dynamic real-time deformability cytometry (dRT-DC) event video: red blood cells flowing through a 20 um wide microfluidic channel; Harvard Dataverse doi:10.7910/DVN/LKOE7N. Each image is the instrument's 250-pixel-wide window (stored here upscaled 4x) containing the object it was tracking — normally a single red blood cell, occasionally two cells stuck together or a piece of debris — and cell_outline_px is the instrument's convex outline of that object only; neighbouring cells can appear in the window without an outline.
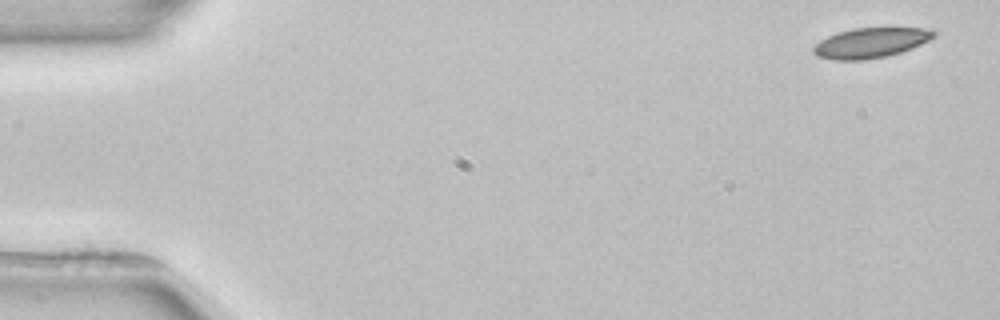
{"species": "common noctule bat (a hibernating species)", "species_latin": "Nyctalus noctula", "temperature_condition": "room temperature", "stored_images_in_passage": 4, "camera_frame_rate_fps": 3000, "um_per_image_px": 0.085, "animal": {"sex": "female", "body_mass_g": 22.7, "forearm_length_mm": 54.2}, "frame": {"image": 1, "passage_image": 1, "time_ms": 0.0, "image_size_px": [1000, 320], "cell_outline_px": [[936, 36], [912, 48], [900, 52], [884, 56], [864, 60], [836, 60], [816, 56], [812, 52], [812, 48], [820, 40], [836, 32], [852, 28], [932, 28], [936, 32]], "centroid_in_image_um": [73.99, 3.63], "position_along_channel_um": 11.0, "area_um2": 21.1}}
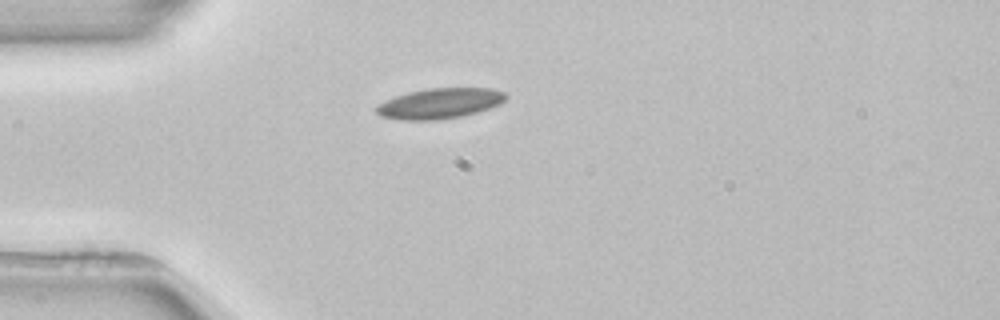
{"frame": {"image": 2, "passage_image": 4, "time_ms": 4.0, "image_size_px": [1000, 320], "cell_outline_px": [[508, 96], [500, 104], [464, 116], [436, 120], [396, 120], [380, 116], [372, 108], [384, 100], [408, 92], [428, 88], [492, 88], [504, 92]], "centroid_in_image_um": [37.33, 8.79], "position_along_channel_um": 47.7, "area_um2": 23.18}}